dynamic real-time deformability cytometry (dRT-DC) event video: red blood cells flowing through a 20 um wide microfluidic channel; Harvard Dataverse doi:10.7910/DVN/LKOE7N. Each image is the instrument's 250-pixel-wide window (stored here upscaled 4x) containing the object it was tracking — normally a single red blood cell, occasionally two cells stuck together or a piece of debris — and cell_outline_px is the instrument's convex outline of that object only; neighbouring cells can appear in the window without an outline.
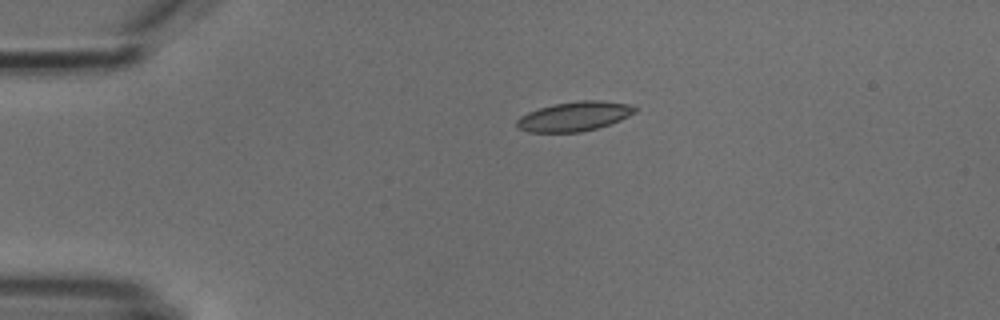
{"species": "common noctule bat (a hibernating species)", "species_latin": "Nyctalus noctula", "temperature_condition": "cold", "stored_images_in_passage": 2, "camera_frame_rate_fps": 3000, "um_per_image_px": 0.085, "animal": {"sex": "male", "body_mass_g": 18.8}, "frame": {"image": 1, "passage_image": 1, "time_ms": 0.0, "image_size_px": [1000, 320], "cell_outline_px": [[640, 108], [636, 112], [620, 120], [596, 128], [580, 132], [528, 132], [516, 128], [516, 120], [520, 116], [528, 112], [552, 104], [580, 100], [600, 100], [632, 104]], "centroid_in_image_um": [48.83, 9.88], "position_along_channel_um": 36.2, "area_um2": 20.46}}